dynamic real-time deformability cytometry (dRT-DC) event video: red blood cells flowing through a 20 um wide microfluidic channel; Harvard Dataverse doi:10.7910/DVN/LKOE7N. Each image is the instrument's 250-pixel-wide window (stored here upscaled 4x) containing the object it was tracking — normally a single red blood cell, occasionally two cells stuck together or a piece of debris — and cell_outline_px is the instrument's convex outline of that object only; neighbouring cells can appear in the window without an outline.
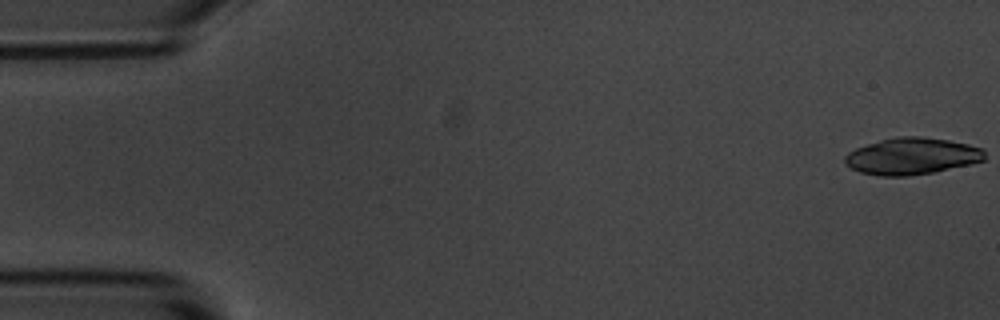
{"species": "common noctule bat (a hibernating species)", "species_latin": "Nyctalus noctula", "temperature_condition": "room temperature", "stored_images_in_passage": 5, "camera_frame_rate_fps": 3000, "um_per_image_px": 0.085, "animal": {"sex": "male", "body_mass_g": 20.1, "forearm_length_mm": 53.5}, "frame": {"image": 1, "passage_image": 1, "time_ms": 0.0, "image_size_px": [1000, 320], "cell_outline_px": [[984, 160], [972, 164], [932, 172], [908, 176], [880, 176], [860, 172], [844, 164], [844, 156], [848, 152], [856, 148], [880, 140], [896, 136], [920, 136], [948, 140], [968, 144], [984, 148]], "centroid_in_image_um": [77.5, 13.27], "position_along_channel_um": 7.5, "area_um2": 30.0}}